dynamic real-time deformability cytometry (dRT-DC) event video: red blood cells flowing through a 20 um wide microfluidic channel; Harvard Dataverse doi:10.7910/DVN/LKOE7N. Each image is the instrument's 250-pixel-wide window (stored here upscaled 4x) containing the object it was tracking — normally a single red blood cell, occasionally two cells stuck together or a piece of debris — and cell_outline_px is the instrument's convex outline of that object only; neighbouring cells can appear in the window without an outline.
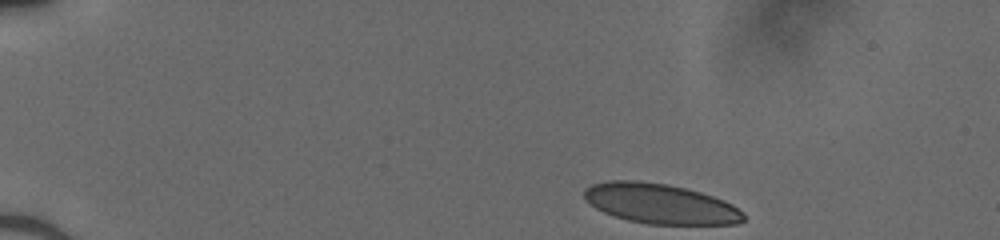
{"species": "human", "species_latin": "Homo sapiens", "temperature_condition": "cold", "stored_images_in_passage": 42, "camera_frame_rate_fps": 3000, "um_per_image_px": 0.085, "donor": {"sex": "male"}, "frame": {"image": 1, "passage_image": 1, "time_ms": 0.0, "image_size_px": [1000, 240], "cell_outline_px": [[744, 220], [736, 224], [648, 224], [628, 220], [604, 212], [596, 208], [584, 200], [584, 188], [592, 184], [608, 180], [640, 180], [668, 184], [700, 192], [724, 200], [732, 204], [744, 216]], "centroid_in_image_um": [56.08, 17.3], "position_along_channel_um": 28.9, "area_um2": 37.05}}
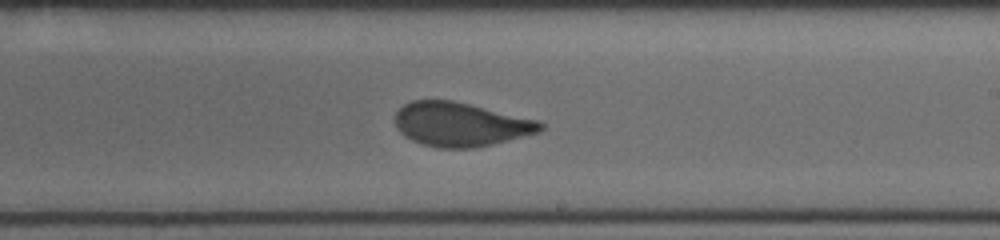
{"frame": {"image": 2, "passage_image": 24, "time_ms": 7.667, "image_size_px": [1000, 240], "cell_outline_px": [[544, 128], [540, 132], [476, 148], [440, 148], [424, 144], [412, 140], [404, 136], [396, 128], [396, 112], [404, 104], [412, 100], [452, 100], [540, 120], [544, 124]], "centroid_in_image_um": [39.17, 10.57], "position_along_channel_um": 249.8, "area_um2": 37.28}}
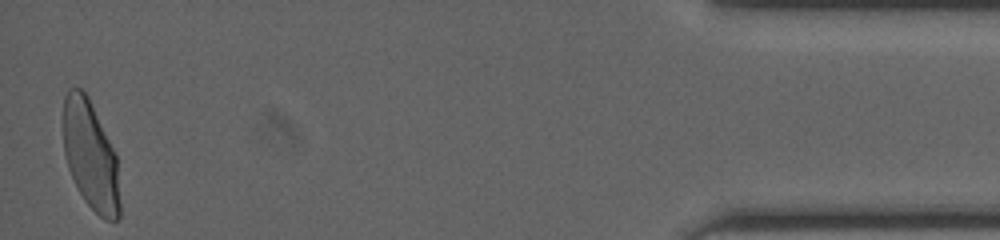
{"frame": {"image": 3, "passage_image": 42, "time_ms": 13.667, "image_size_px": [1000, 240], "cell_outline_px": [[120, 216], [116, 220], [104, 220], [84, 200], [68, 168], [64, 152], [64, 96], [68, 88], [80, 88], [88, 96], [116, 156], [120, 204]], "centroid_in_image_um": [7.69, 13.23], "position_along_channel_um": 427.5, "area_um2": 35.32}}